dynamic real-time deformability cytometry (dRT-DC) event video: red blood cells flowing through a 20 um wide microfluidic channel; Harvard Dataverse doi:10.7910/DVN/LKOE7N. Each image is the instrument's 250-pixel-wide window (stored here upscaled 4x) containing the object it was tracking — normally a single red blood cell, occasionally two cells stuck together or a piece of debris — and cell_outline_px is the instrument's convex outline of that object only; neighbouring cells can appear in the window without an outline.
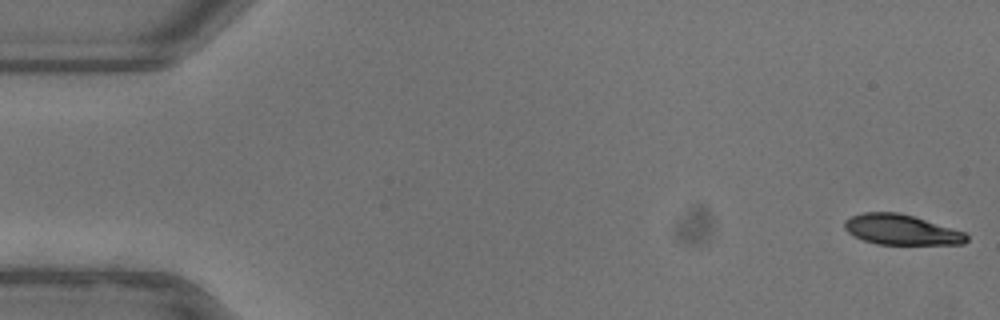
{"species": "common noctule bat (a hibernating species)", "species_latin": "Nyctalus noctula", "temperature_condition": "warm", "stored_images_in_passage": 49, "camera_frame_rate_fps": 3000, "um_per_image_px": 0.085, "animal": {"sex": "female"}, "frame": {"image": 1, "passage_image": 1, "time_ms": 0.0, "image_size_px": [1000, 320], "cell_outline_px": [[968, 240], [964, 244], [876, 244], [852, 236], [844, 228], [844, 220], [852, 216], [864, 212], [900, 212], [964, 232], [968, 236]], "centroid_in_image_um": [76.57, 19.52], "position_along_channel_um": 8.4, "area_um2": 21.44}}
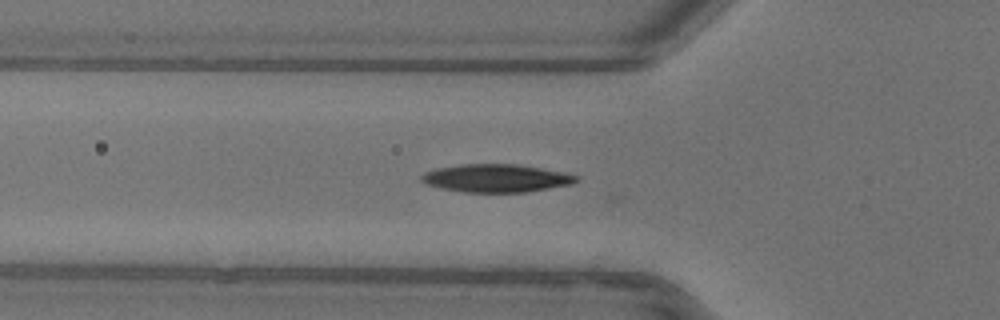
{"frame": {"image": 2, "passage_image": 18, "time_ms": 5.667, "image_size_px": [1000, 320], "cell_outline_px": [[576, 180], [572, 184], [524, 192], [464, 192], [440, 188], [428, 184], [420, 180], [420, 176], [424, 172], [436, 168], [460, 164], [516, 164], [540, 168], [560, 172], [576, 176]], "centroid_in_image_um": [42.09, 15.14], "position_along_channel_um": 83.7, "area_um2": 24.91}}
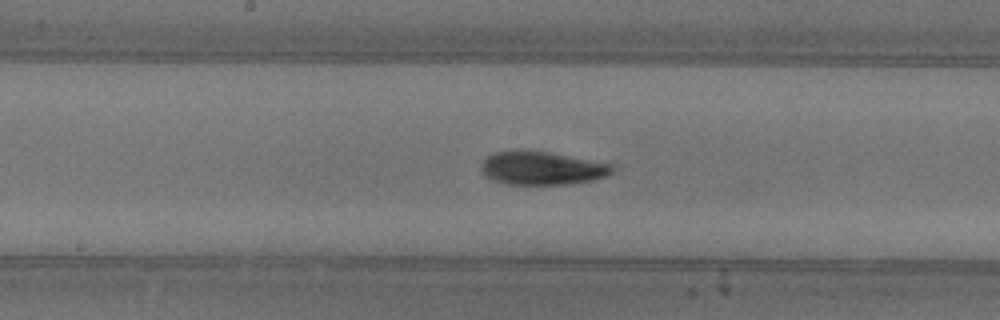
{"frame": {"image": 3, "passage_image": 27, "time_ms": 8.667, "image_size_px": [1000, 320], "cell_outline_px": [[616, 168], [612, 172], [604, 176], [592, 180], [568, 184], [508, 184], [492, 180], [484, 176], [484, 160], [488, 156], [496, 152], [516, 148], [524, 148], [548, 152], [612, 164]], "centroid_in_image_um": [46.05, 14.27], "position_along_channel_um": 202.1, "area_um2": 25.49}, "authors_computed_cell_mechanics": {"area_um2": 24.7384, "velocity_mm_per_s": 3.9204, "shape_relaxation_time_tau1_ms": 4.8481, "shape_relaxation_time_tau2_ms": 4.4014, "deformation_change_tau1": 0.1864, "deformation_change_tau2": 0.0941}}